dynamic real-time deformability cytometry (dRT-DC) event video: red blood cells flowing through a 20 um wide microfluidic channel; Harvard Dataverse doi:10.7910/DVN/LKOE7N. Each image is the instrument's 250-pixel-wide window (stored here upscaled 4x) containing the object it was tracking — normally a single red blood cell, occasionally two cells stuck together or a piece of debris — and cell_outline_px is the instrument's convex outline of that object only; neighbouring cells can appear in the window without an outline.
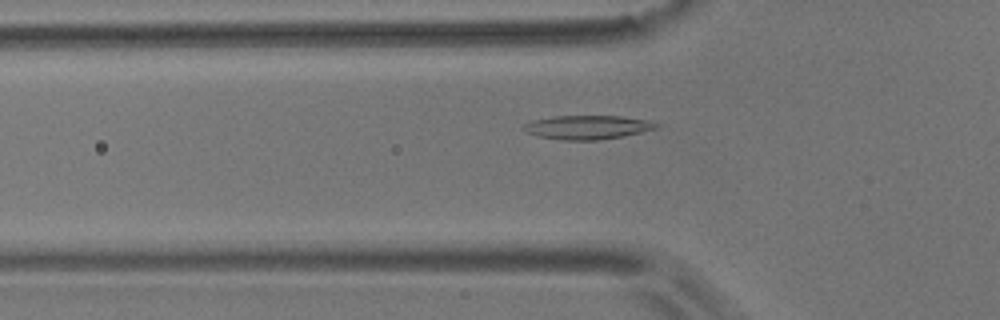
{"species": "common noctule bat (a hibernating species)", "species_latin": "Nyctalus noctula", "temperature_condition": "room temperature", "stored_images_in_passage": 35, "camera_frame_rate_fps": 3000, "um_per_image_px": 0.085, "animal": {"sex": "male", "body_mass_g": 17.9}, "frame": {"image": 1, "passage_image": 3, "time_ms": 0.667, "image_size_px": [1000, 320], "cell_outline_px": [[660, 128], [624, 136], [600, 140], [564, 140], [536, 136], [524, 132], [520, 128], [524, 124], [532, 120], [552, 116], [620, 116], [648, 120], [660, 124]], "centroid_in_image_um": [49.92, 10.82], "position_along_channel_um": 75.9, "area_um2": 18.79}}
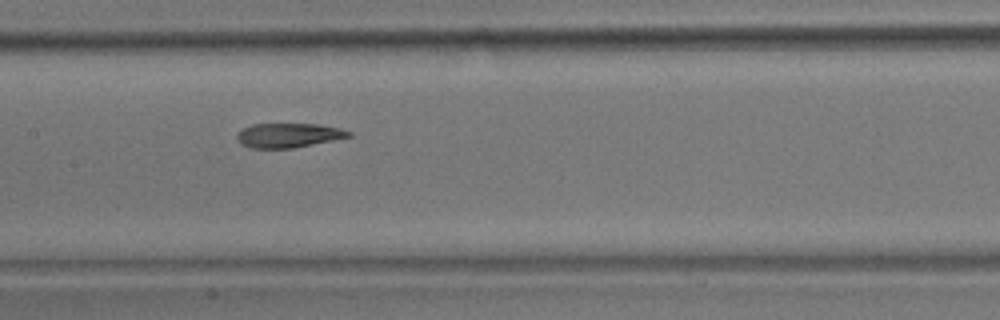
{"frame": {"image": 2, "passage_image": 12, "time_ms": 3.667, "image_size_px": [1000, 320], "cell_outline_px": [[352, 136], [292, 148], [248, 148], [240, 144], [236, 140], [236, 132], [252, 124], [320, 124], [340, 128], [352, 132]], "centroid_in_image_um": [24.47, 11.5], "position_along_channel_um": 182.9, "area_um2": 15.95}}
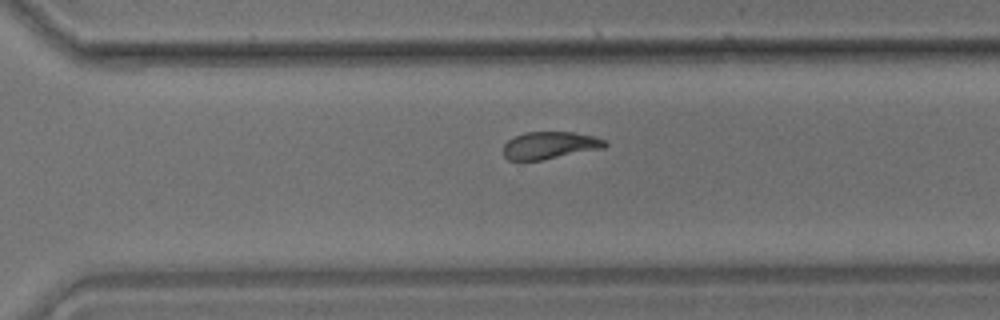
{"frame": {"image": 3, "passage_image": 24, "time_ms": 7.667, "image_size_px": [1000, 320], "cell_outline_px": [[608, 144], [604, 148], [540, 160], [508, 160], [504, 156], [504, 144], [512, 136], [524, 132], [572, 132], [592, 136], [604, 140]], "centroid_in_image_um": [46.69, 12.34], "position_along_channel_um": 323.9, "area_um2": 16.07}, "authors_computed_cell_mechanics": {"area_um2": 16.5308, "velocity_mm_per_s": 3.5398, "shape_relaxation_time_tau1_ms": 7.8148, "shape_relaxation_time_tau2_ms": 3.7258, "deformation_change_tau1": 0.2225, "deformation_change_tau2": 0.0898}}